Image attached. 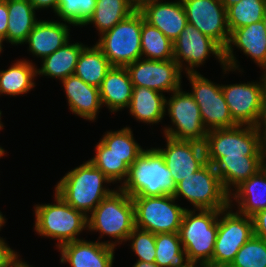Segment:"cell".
Masks as SVG:
<instances>
[{
	"mask_svg": "<svg viewBox=\"0 0 266 267\" xmlns=\"http://www.w3.org/2000/svg\"><path fill=\"white\" fill-rule=\"evenodd\" d=\"M243 127L210 130L204 143L206 162L213 165L228 194L230 185L237 187L260 170L263 137L255 126Z\"/></svg>",
	"mask_w": 266,
	"mask_h": 267,
	"instance_id": "1",
	"label": "cell"
},
{
	"mask_svg": "<svg viewBox=\"0 0 266 267\" xmlns=\"http://www.w3.org/2000/svg\"><path fill=\"white\" fill-rule=\"evenodd\" d=\"M111 183L105 174L90 161L68 172L56 185L57 192L70 206L83 212H92L114 190L103 188Z\"/></svg>",
	"mask_w": 266,
	"mask_h": 267,
	"instance_id": "2",
	"label": "cell"
},
{
	"mask_svg": "<svg viewBox=\"0 0 266 267\" xmlns=\"http://www.w3.org/2000/svg\"><path fill=\"white\" fill-rule=\"evenodd\" d=\"M119 188L130 197L172 194L175 185L170 169L156 148L144 150L130 165L125 182Z\"/></svg>",
	"mask_w": 266,
	"mask_h": 267,
	"instance_id": "3",
	"label": "cell"
},
{
	"mask_svg": "<svg viewBox=\"0 0 266 267\" xmlns=\"http://www.w3.org/2000/svg\"><path fill=\"white\" fill-rule=\"evenodd\" d=\"M172 181V195L176 199L185 197L197 210H224L231 206L232 200L210 163L188 177H174Z\"/></svg>",
	"mask_w": 266,
	"mask_h": 267,
	"instance_id": "4",
	"label": "cell"
},
{
	"mask_svg": "<svg viewBox=\"0 0 266 267\" xmlns=\"http://www.w3.org/2000/svg\"><path fill=\"white\" fill-rule=\"evenodd\" d=\"M186 209L179 236L184 251L187 253L191 264H199L212 260L214 244L218 231V217L222 210H199Z\"/></svg>",
	"mask_w": 266,
	"mask_h": 267,
	"instance_id": "5",
	"label": "cell"
},
{
	"mask_svg": "<svg viewBox=\"0 0 266 267\" xmlns=\"http://www.w3.org/2000/svg\"><path fill=\"white\" fill-rule=\"evenodd\" d=\"M88 229L113 239L127 241L135 228V209L132 197L120 188L104 198L87 217Z\"/></svg>",
	"mask_w": 266,
	"mask_h": 267,
	"instance_id": "6",
	"label": "cell"
},
{
	"mask_svg": "<svg viewBox=\"0 0 266 267\" xmlns=\"http://www.w3.org/2000/svg\"><path fill=\"white\" fill-rule=\"evenodd\" d=\"M56 204L35 207V230L39 235L58 239L61 245L80 240L76 236L87 229V217L83 212L70 206L57 192Z\"/></svg>",
	"mask_w": 266,
	"mask_h": 267,
	"instance_id": "7",
	"label": "cell"
},
{
	"mask_svg": "<svg viewBox=\"0 0 266 267\" xmlns=\"http://www.w3.org/2000/svg\"><path fill=\"white\" fill-rule=\"evenodd\" d=\"M143 15L135 10L112 29L102 33L96 45L111 66L126 67L142 57L141 28Z\"/></svg>",
	"mask_w": 266,
	"mask_h": 267,
	"instance_id": "8",
	"label": "cell"
},
{
	"mask_svg": "<svg viewBox=\"0 0 266 267\" xmlns=\"http://www.w3.org/2000/svg\"><path fill=\"white\" fill-rule=\"evenodd\" d=\"M135 227L156 234L179 233L186 210L174 203L172 194L134 196Z\"/></svg>",
	"mask_w": 266,
	"mask_h": 267,
	"instance_id": "9",
	"label": "cell"
},
{
	"mask_svg": "<svg viewBox=\"0 0 266 267\" xmlns=\"http://www.w3.org/2000/svg\"><path fill=\"white\" fill-rule=\"evenodd\" d=\"M178 89L173 91V96L167 101L169 117L177 129L166 127L164 134L176 140L194 141L205 143L207 129L204 126L200 109L193 96L188 92Z\"/></svg>",
	"mask_w": 266,
	"mask_h": 267,
	"instance_id": "10",
	"label": "cell"
},
{
	"mask_svg": "<svg viewBox=\"0 0 266 267\" xmlns=\"http://www.w3.org/2000/svg\"><path fill=\"white\" fill-rule=\"evenodd\" d=\"M192 85L190 93L196 101L207 131L237 126L225 101L220 85L209 81L198 72L188 73Z\"/></svg>",
	"mask_w": 266,
	"mask_h": 267,
	"instance_id": "11",
	"label": "cell"
},
{
	"mask_svg": "<svg viewBox=\"0 0 266 267\" xmlns=\"http://www.w3.org/2000/svg\"><path fill=\"white\" fill-rule=\"evenodd\" d=\"M181 2L188 23L224 49L230 37L225 0H181Z\"/></svg>",
	"mask_w": 266,
	"mask_h": 267,
	"instance_id": "12",
	"label": "cell"
},
{
	"mask_svg": "<svg viewBox=\"0 0 266 267\" xmlns=\"http://www.w3.org/2000/svg\"><path fill=\"white\" fill-rule=\"evenodd\" d=\"M222 210L214 244L213 262L232 263L240 248L254 235L252 217ZM227 213H226V212ZM242 216V217H241Z\"/></svg>",
	"mask_w": 266,
	"mask_h": 267,
	"instance_id": "13",
	"label": "cell"
},
{
	"mask_svg": "<svg viewBox=\"0 0 266 267\" xmlns=\"http://www.w3.org/2000/svg\"><path fill=\"white\" fill-rule=\"evenodd\" d=\"M133 86L158 92H173L181 87V68L174 59L141 60L126 66Z\"/></svg>",
	"mask_w": 266,
	"mask_h": 267,
	"instance_id": "14",
	"label": "cell"
},
{
	"mask_svg": "<svg viewBox=\"0 0 266 267\" xmlns=\"http://www.w3.org/2000/svg\"><path fill=\"white\" fill-rule=\"evenodd\" d=\"M173 59L183 68L182 62L188 63L185 71L188 73L197 72L195 67L203 64L209 54H214L225 68L224 49L212 38L204 35L193 25L187 24L173 43ZM182 59V60H181Z\"/></svg>",
	"mask_w": 266,
	"mask_h": 267,
	"instance_id": "15",
	"label": "cell"
},
{
	"mask_svg": "<svg viewBox=\"0 0 266 267\" xmlns=\"http://www.w3.org/2000/svg\"><path fill=\"white\" fill-rule=\"evenodd\" d=\"M265 72L262 76L263 83H241L222 85L225 101L228 105L233 121L237 125L255 126L261 110V98L264 87Z\"/></svg>",
	"mask_w": 266,
	"mask_h": 267,
	"instance_id": "16",
	"label": "cell"
},
{
	"mask_svg": "<svg viewBox=\"0 0 266 267\" xmlns=\"http://www.w3.org/2000/svg\"><path fill=\"white\" fill-rule=\"evenodd\" d=\"M233 45L243 50L254 62L265 69L266 73V32L262 21L232 30L227 46L224 48L226 71L238 68L233 54Z\"/></svg>",
	"mask_w": 266,
	"mask_h": 267,
	"instance_id": "17",
	"label": "cell"
},
{
	"mask_svg": "<svg viewBox=\"0 0 266 267\" xmlns=\"http://www.w3.org/2000/svg\"><path fill=\"white\" fill-rule=\"evenodd\" d=\"M166 149L157 150L161 153L167 167L174 177H188L197 172L206 162L205 145L185 140H176L165 136Z\"/></svg>",
	"mask_w": 266,
	"mask_h": 267,
	"instance_id": "18",
	"label": "cell"
},
{
	"mask_svg": "<svg viewBox=\"0 0 266 267\" xmlns=\"http://www.w3.org/2000/svg\"><path fill=\"white\" fill-rule=\"evenodd\" d=\"M116 241L87 242L76 240L58 247L61 262H68L71 267H112Z\"/></svg>",
	"mask_w": 266,
	"mask_h": 267,
	"instance_id": "19",
	"label": "cell"
},
{
	"mask_svg": "<svg viewBox=\"0 0 266 267\" xmlns=\"http://www.w3.org/2000/svg\"><path fill=\"white\" fill-rule=\"evenodd\" d=\"M139 11L147 23L158 28L173 43L188 24L181 0L163 3L154 0L144 4Z\"/></svg>",
	"mask_w": 266,
	"mask_h": 267,
	"instance_id": "20",
	"label": "cell"
},
{
	"mask_svg": "<svg viewBox=\"0 0 266 267\" xmlns=\"http://www.w3.org/2000/svg\"><path fill=\"white\" fill-rule=\"evenodd\" d=\"M72 113L88 120H95L102 106L99 88L86 84L75 74L62 80Z\"/></svg>",
	"mask_w": 266,
	"mask_h": 267,
	"instance_id": "21",
	"label": "cell"
},
{
	"mask_svg": "<svg viewBox=\"0 0 266 267\" xmlns=\"http://www.w3.org/2000/svg\"><path fill=\"white\" fill-rule=\"evenodd\" d=\"M133 88L126 67L112 66L99 87L102 105H106L111 112L129 107Z\"/></svg>",
	"mask_w": 266,
	"mask_h": 267,
	"instance_id": "22",
	"label": "cell"
},
{
	"mask_svg": "<svg viewBox=\"0 0 266 267\" xmlns=\"http://www.w3.org/2000/svg\"><path fill=\"white\" fill-rule=\"evenodd\" d=\"M69 30L66 23L39 20L25 43L33 55L43 59L69 42Z\"/></svg>",
	"mask_w": 266,
	"mask_h": 267,
	"instance_id": "23",
	"label": "cell"
},
{
	"mask_svg": "<svg viewBox=\"0 0 266 267\" xmlns=\"http://www.w3.org/2000/svg\"><path fill=\"white\" fill-rule=\"evenodd\" d=\"M128 108L137 120L149 124L158 123L166 112V98L161 92L134 86Z\"/></svg>",
	"mask_w": 266,
	"mask_h": 267,
	"instance_id": "24",
	"label": "cell"
},
{
	"mask_svg": "<svg viewBox=\"0 0 266 267\" xmlns=\"http://www.w3.org/2000/svg\"><path fill=\"white\" fill-rule=\"evenodd\" d=\"M233 198L238 202L241 215L252 217L266 209V175L259 170L235 188Z\"/></svg>",
	"mask_w": 266,
	"mask_h": 267,
	"instance_id": "25",
	"label": "cell"
},
{
	"mask_svg": "<svg viewBox=\"0 0 266 267\" xmlns=\"http://www.w3.org/2000/svg\"><path fill=\"white\" fill-rule=\"evenodd\" d=\"M9 14L7 41L23 44L36 23L34 6L29 0H7Z\"/></svg>",
	"mask_w": 266,
	"mask_h": 267,
	"instance_id": "26",
	"label": "cell"
},
{
	"mask_svg": "<svg viewBox=\"0 0 266 267\" xmlns=\"http://www.w3.org/2000/svg\"><path fill=\"white\" fill-rule=\"evenodd\" d=\"M84 47L82 43L70 44L67 42L51 55L42 59V68L36 70L37 74L58 78L62 81L75 73L78 58Z\"/></svg>",
	"mask_w": 266,
	"mask_h": 267,
	"instance_id": "27",
	"label": "cell"
},
{
	"mask_svg": "<svg viewBox=\"0 0 266 267\" xmlns=\"http://www.w3.org/2000/svg\"><path fill=\"white\" fill-rule=\"evenodd\" d=\"M111 67L107 57L95 44L92 48L85 46L82 49L74 74L86 84L99 88Z\"/></svg>",
	"mask_w": 266,
	"mask_h": 267,
	"instance_id": "28",
	"label": "cell"
},
{
	"mask_svg": "<svg viewBox=\"0 0 266 267\" xmlns=\"http://www.w3.org/2000/svg\"><path fill=\"white\" fill-rule=\"evenodd\" d=\"M135 10L127 0H96L94 12L84 25L93 23L102 34L115 27Z\"/></svg>",
	"mask_w": 266,
	"mask_h": 267,
	"instance_id": "29",
	"label": "cell"
},
{
	"mask_svg": "<svg viewBox=\"0 0 266 267\" xmlns=\"http://www.w3.org/2000/svg\"><path fill=\"white\" fill-rule=\"evenodd\" d=\"M36 68L26 60L17 61L7 70L0 71V93L18 96L29 92L35 84Z\"/></svg>",
	"mask_w": 266,
	"mask_h": 267,
	"instance_id": "30",
	"label": "cell"
},
{
	"mask_svg": "<svg viewBox=\"0 0 266 267\" xmlns=\"http://www.w3.org/2000/svg\"><path fill=\"white\" fill-rule=\"evenodd\" d=\"M230 32L262 21L266 0H225Z\"/></svg>",
	"mask_w": 266,
	"mask_h": 267,
	"instance_id": "31",
	"label": "cell"
},
{
	"mask_svg": "<svg viewBox=\"0 0 266 267\" xmlns=\"http://www.w3.org/2000/svg\"><path fill=\"white\" fill-rule=\"evenodd\" d=\"M155 263L159 267H187L191 263L182 247L179 233L155 235Z\"/></svg>",
	"mask_w": 266,
	"mask_h": 267,
	"instance_id": "32",
	"label": "cell"
},
{
	"mask_svg": "<svg viewBox=\"0 0 266 267\" xmlns=\"http://www.w3.org/2000/svg\"><path fill=\"white\" fill-rule=\"evenodd\" d=\"M173 42L143 17L141 28V52L147 60L173 59Z\"/></svg>",
	"mask_w": 266,
	"mask_h": 267,
	"instance_id": "33",
	"label": "cell"
},
{
	"mask_svg": "<svg viewBox=\"0 0 266 267\" xmlns=\"http://www.w3.org/2000/svg\"><path fill=\"white\" fill-rule=\"evenodd\" d=\"M101 141L110 148L111 153L124 158V162L129 167L144 151L134 140L129 127H125L119 131L107 132Z\"/></svg>",
	"mask_w": 266,
	"mask_h": 267,
	"instance_id": "34",
	"label": "cell"
},
{
	"mask_svg": "<svg viewBox=\"0 0 266 267\" xmlns=\"http://www.w3.org/2000/svg\"><path fill=\"white\" fill-rule=\"evenodd\" d=\"M89 161L96 168L101 170L111 182L121 180H124L125 182L127 179L129 166L124 162V158L111 153L110 148H108L102 141L96 146L95 157Z\"/></svg>",
	"mask_w": 266,
	"mask_h": 267,
	"instance_id": "35",
	"label": "cell"
},
{
	"mask_svg": "<svg viewBox=\"0 0 266 267\" xmlns=\"http://www.w3.org/2000/svg\"><path fill=\"white\" fill-rule=\"evenodd\" d=\"M96 0H57V15L68 24L82 26L93 14Z\"/></svg>",
	"mask_w": 266,
	"mask_h": 267,
	"instance_id": "36",
	"label": "cell"
},
{
	"mask_svg": "<svg viewBox=\"0 0 266 267\" xmlns=\"http://www.w3.org/2000/svg\"><path fill=\"white\" fill-rule=\"evenodd\" d=\"M233 267H266V241L252 236L237 252Z\"/></svg>",
	"mask_w": 266,
	"mask_h": 267,
	"instance_id": "37",
	"label": "cell"
},
{
	"mask_svg": "<svg viewBox=\"0 0 266 267\" xmlns=\"http://www.w3.org/2000/svg\"><path fill=\"white\" fill-rule=\"evenodd\" d=\"M127 240H132L131 248L139 258L137 261L155 262L156 246L154 233L135 227Z\"/></svg>",
	"mask_w": 266,
	"mask_h": 267,
	"instance_id": "38",
	"label": "cell"
},
{
	"mask_svg": "<svg viewBox=\"0 0 266 267\" xmlns=\"http://www.w3.org/2000/svg\"><path fill=\"white\" fill-rule=\"evenodd\" d=\"M254 236L266 241V209L252 216Z\"/></svg>",
	"mask_w": 266,
	"mask_h": 267,
	"instance_id": "39",
	"label": "cell"
},
{
	"mask_svg": "<svg viewBox=\"0 0 266 267\" xmlns=\"http://www.w3.org/2000/svg\"><path fill=\"white\" fill-rule=\"evenodd\" d=\"M19 255L0 238V267H9Z\"/></svg>",
	"mask_w": 266,
	"mask_h": 267,
	"instance_id": "40",
	"label": "cell"
},
{
	"mask_svg": "<svg viewBox=\"0 0 266 267\" xmlns=\"http://www.w3.org/2000/svg\"><path fill=\"white\" fill-rule=\"evenodd\" d=\"M261 124L265 126L264 128L265 130L261 129L262 127ZM255 128L260 133V135L262 134L261 130H263L262 137H266V73H265L264 87H263L262 98H261V110H260L258 121L255 124Z\"/></svg>",
	"mask_w": 266,
	"mask_h": 267,
	"instance_id": "41",
	"label": "cell"
},
{
	"mask_svg": "<svg viewBox=\"0 0 266 267\" xmlns=\"http://www.w3.org/2000/svg\"><path fill=\"white\" fill-rule=\"evenodd\" d=\"M8 8L7 0H0V36L7 41V29H8Z\"/></svg>",
	"mask_w": 266,
	"mask_h": 267,
	"instance_id": "42",
	"label": "cell"
},
{
	"mask_svg": "<svg viewBox=\"0 0 266 267\" xmlns=\"http://www.w3.org/2000/svg\"><path fill=\"white\" fill-rule=\"evenodd\" d=\"M30 3L34 6L35 10L40 8H49L51 7L54 12H57V0H29Z\"/></svg>",
	"mask_w": 266,
	"mask_h": 267,
	"instance_id": "43",
	"label": "cell"
},
{
	"mask_svg": "<svg viewBox=\"0 0 266 267\" xmlns=\"http://www.w3.org/2000/svg\"><path fill=\"white\" fill-rule=\"evenodd\" d=\"M266 137H263L261 148H260V170L266 175Z\"/></svg>",
	"mask_w": 266,
	"mask_h": 267,
	"instance_id": "44",
	"label": "cell"
},
{
	"mask_svg": "<svg viewBox=\"0 0 266 267\" xmlns=\"http://www.w3.org/2000/svg\"><path fill=\"white\" fill-rule=\"evenodd\" d=\"M199 265V267H233L231 263H218L213 261L204 262Z\"/></svg>",
	"mask_w": 266,
	"mask_h": 267,
	"instance_id": "45",
	"label": "cell"
},
{
	"mask_svg": "<svg viewBox=\"0 0 266 267\" xmlns=\"http://www.w3.org/2000/svg\"><path fill=\"white\" fill-rule=\"evenodd\" d=\"M136 10H139L144 4L154 0H127Z\"/></svg>",
	"mask_w": 266,
	"mask_h": 267,
	"instance_id": "46",
	"label": "cell"
},
{
	"mask_svg": "<svg viewBox=\"0 0 266 267\" xmlns=\"http://www.w3.org/2000/svg\"><path fill=\"white\" fill-rule=\"evenodd\" d=\"M133 267H159L155 262L148 263L143 261H137Z\"/></svg>",
	"mask_w": 266,
	"mask_h": 267,
	"instance_id": "47",
	"label": "cell"
},
{
	"mask_svg": "<svg viewBox=\"0 0 266 267\" xmlns=\"http://www.w3.org/2000/svg\"><path fill=\"white\" fill-rule=\"evenodd\" d=\"M9 267H30L26 262L18 260V257L12 262Z\"/></svg>",
	"mask_w": 266,
	"mask_h": 267,
	"instance_id": "48",
	"label": "cell"
},
{
	"mask_svg": "<svg viewBox=\"0 0 266 267\" xmlns=\"http://www.w3.org/2000/svg\"><path fill=\"white\" fill-rule=\"evenodd\" d=\"M5 218L3 217V215L0 212V228L2 227V225L5 223Z\"/></svg>",
	"mask_w": 266,
	"mask_h": 267,
	"instance_id": "49",
	"label": "cell"
},
{
	"mask_svg": "<svg viewBox=\"0 0 266 267\" xmlns=\"http://www.w3.org/2000/svg\"><path fill=\"white\" fill-rule=\"evenodd\" d=\"M262 22H263V24H264L265 32H266V12H265V14H264V16H263Z\"/></svg>",
	"mask_w": 266,
	"mask_h": 267,
	"instance_id": "50",
	"label": "cell"
},
{
	"mask_svg": "<svg viewBox=\"0 0 266 267\" xmlns=\"http://www.w3.org/2000/svg\"><path fill=\"white\" fill-rule=\"evenodd\" d=\"M4 41V39L0 36V53L2 51V42Z\"/></svg>",
	"mask_w": 266,
	"mask_h": 267,
	"instance_id": "51",
	"label": "cell"
},
{
	"mask_svg": "<svg viewBox=\"0 0 266 267\" xmlns=\"http://www.w3.org/2000/svg\"><path fill=\"white\" fill-rule=\"evenodd\" d=\"M5 151L4 149H2V147H0V157H2L4 155Z\"/></svg>",
	"mask_w": 266,
	"mask_h": 267,
	"instance_id": "52",
	"label": "cell"
},
{
	"mask_svg": "<svg viewBox=\"0 0 266 267\" xmlns=\"http://www.w3.org/2000/svg\"><path fill=\"white\" fill-rule=\"evenodd\" d=\"M1 111H0V120H1ZM3 127V125H2V123H1V121H0V129Z\"/></svg>",
	"mask_w": 266,
	"mask_h": 267,
	"instance_id": "53",
	"label": "cell"
},
{
	"mask_svg": "<svg viewBox=\"0 0 266 267\" xmlns=\"http://www.w3.org/2000/svg\"><path fill=\"white\" fill-rule=\"evenodd\" d=\"M187 267H198L196 264H190L189 266Z\"/></svg>",
	"mask_w": 266,
	"mask_h": 267,
	"instance_id": "54",
	"label": "cell"
}]
</instances>
